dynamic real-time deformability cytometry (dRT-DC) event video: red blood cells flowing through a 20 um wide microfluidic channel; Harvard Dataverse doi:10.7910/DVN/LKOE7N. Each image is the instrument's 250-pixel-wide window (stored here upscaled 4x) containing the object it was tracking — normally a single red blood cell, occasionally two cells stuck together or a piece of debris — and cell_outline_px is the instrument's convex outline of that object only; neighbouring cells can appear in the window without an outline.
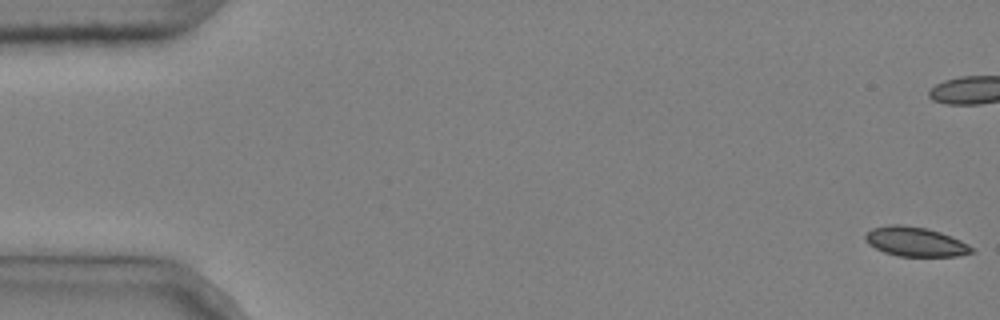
{"species": "common noctule bat (a hibernating species)", "species_latin": "Nyctalus noctula", "temperature_condition": "cold", "stored_images_in_passage": 6, "camera_frame_rate_fps": 3000, "um_per_image_px": 0.085, "animal": {"sex": "male", "body_mass_g": 20.4}, "frame": {"image": 1, "passage_image": 1, "time_ms": 0.0, "image_size_px": [1000, 320], "cell_outline_px": [[976, 252], [960, 256], [900, 256], [884, 252], [868, 244], [864, 240], [864, 236], [872, 228], [892, 224], [900, 224], [928, 228], [952, 236], [968, 244]], "centroid_in_image_um": [77.82, 20.54], "position_along_channel_um": 7.2, "area_um2": 18.32}}